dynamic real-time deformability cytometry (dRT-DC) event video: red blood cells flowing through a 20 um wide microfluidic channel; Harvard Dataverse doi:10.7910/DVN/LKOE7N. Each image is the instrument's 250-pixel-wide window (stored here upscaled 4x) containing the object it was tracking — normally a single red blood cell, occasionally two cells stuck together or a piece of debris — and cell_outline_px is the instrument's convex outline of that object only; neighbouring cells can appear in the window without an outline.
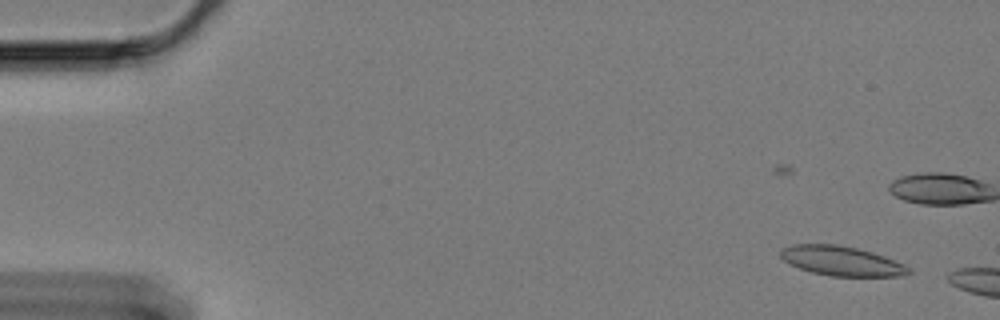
{"species": "Egyptian fruit bat (a non-hibernating species)", "species_latin": "Rousettus aegyptiacus", "temperature_condition": "cold", "stored_images_in_passage": 9, "camera_frame_rate_fps": 3000, "um_per_image_px": 0.085, "animal": {"sex": "female"}, "frame": {"image": 1, "passage_image": 4, "time_ms": 1.0, "image_size_px": [1000, 320], "cell_outline_px": [[912, 272], [900, 276], [832, 276], [812, 272], [800, 268], [784, 260], [780, 256], [780, 248], [792, 244], [836, 244], [856, 248], [872, 252], [884, 256], [904, 264]], "centroid_in_image_um": [71.51, 22.17], "position_along_channel_um": 13.5, "area_um2": 21.91}}